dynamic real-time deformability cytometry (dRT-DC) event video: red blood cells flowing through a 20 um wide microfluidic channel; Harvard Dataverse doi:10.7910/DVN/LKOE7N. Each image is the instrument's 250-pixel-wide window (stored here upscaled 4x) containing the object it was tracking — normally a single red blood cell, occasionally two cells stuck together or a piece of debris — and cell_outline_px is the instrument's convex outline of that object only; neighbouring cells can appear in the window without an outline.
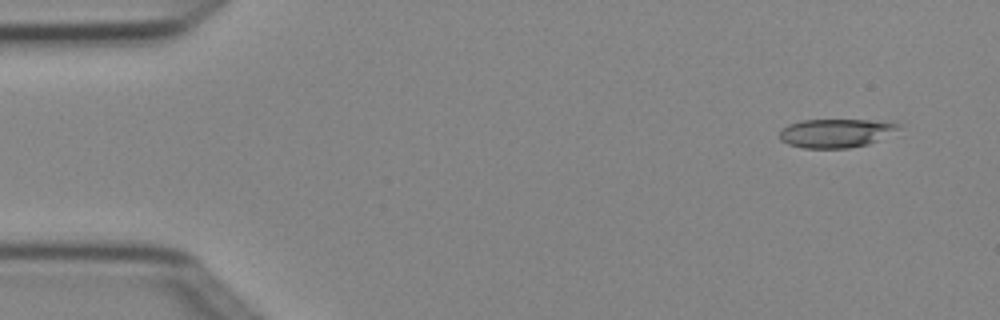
{"species": "Egyptian fruit bat (a non-hibernating species)", "species_latin": "Rousettus aegyptiacus", "temperature_condition": "cold", "stored_images_in_passage": 4, "camera_frame_rate_fps": 3000, "um_per_image_px": 0.085, "animal": {"sex": "female"}, "frame": {"image": 1, "passage_image": 1, "time_ms": 0.0, "image_size_px": [1000, 320], "cell_outline_px": [[904, 124], [900, 128], [868, 144], [848, 148], [804, 148], [788, 144], [780, 140], [780, 132], [788, 124], [804, 120], [868, 120]], "centroid_in_image_um": [71.02, 11.31], "position_along_channel_um": 14.0, "area_um2": 19.59}}
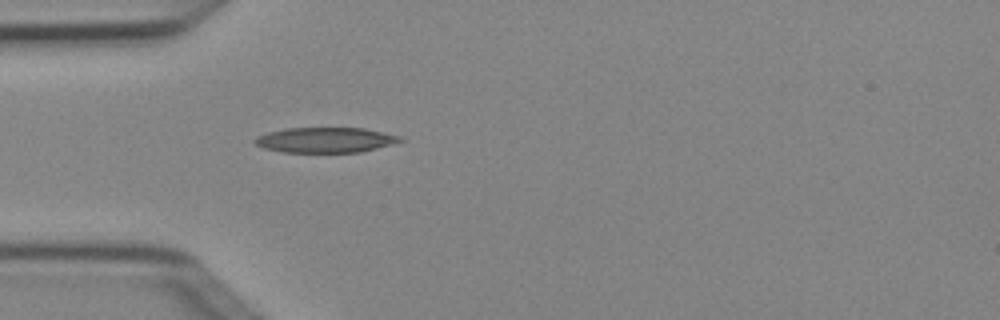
{"frame": {"image": 2, "passage_image": 4, "time_ms": 1.0, "image_size_px": [1000, 320], "cell_outline_px": [[404, 140], [392, 144], [360, 152], [280, 152], [264, 148], [256, 144], [252, 140], [256, 136], [268, 132], [288, 128], [364, 128], [400, 136]], "centroid_in_image_um": [27.62, 11.9], "position_along_channel_um": 57.4, "area_um2": 21.27}}